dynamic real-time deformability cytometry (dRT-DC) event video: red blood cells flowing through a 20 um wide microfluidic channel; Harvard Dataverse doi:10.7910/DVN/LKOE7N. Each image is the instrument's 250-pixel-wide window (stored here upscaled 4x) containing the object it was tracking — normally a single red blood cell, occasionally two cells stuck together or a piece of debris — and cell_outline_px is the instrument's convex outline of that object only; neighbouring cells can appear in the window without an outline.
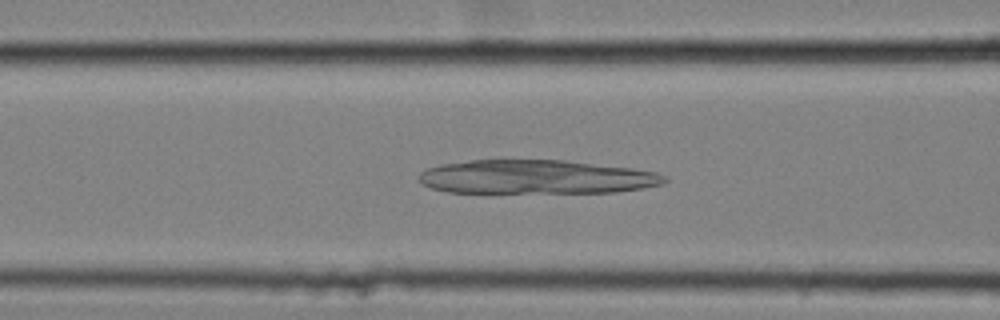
{"species": "common noctule bat (a hibernating species)", "species_latin": "Nyctalus noctula", "temperature_condition": "cold", "stored_images_in_passage": 56, "camera_frame_rate_fps": 3000, "um_per_image_px": 0.085, "animal": {"sex": "female", "body_mass_g": 25.1}, "frame": {"image": 1, "passage_image": 23, "time_ms": 7.333, "image_size_px": [1000, 320], "cell_outline_px": [[668, 180], [664, 184], [644, 188], [616, 192], [448, 192], [432, 188], [424, 184], [416, 176], [424, 168], [440, 164], [472, 160], [564, 160], [632, 168], [656, 172], [668, 176]], "centroid_in_image_um": [45.59, 15.04], "position_along_channel_um": 121.0, "area_um2": 48.67}}
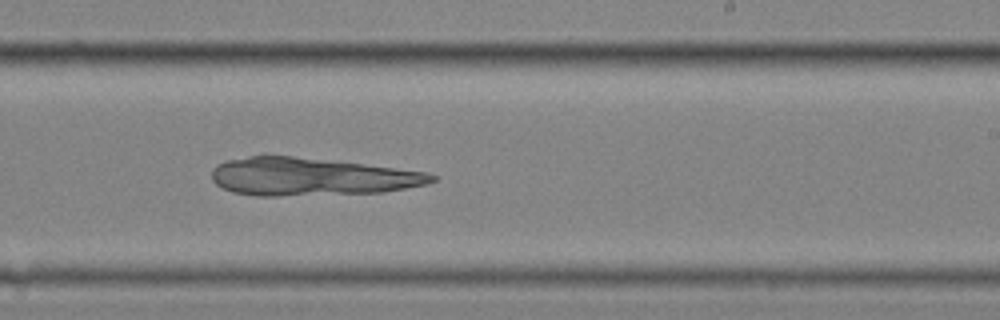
{"frame": {"image": 2, "passage_image": 35, "time_ms": 11.333, "image_size_px": [1000, 320], "cell_outline_px": [[436, 180], [428, 184], [380, 192], [276, 196], [256, 196], [232, 192], [216, 184], [212, 180], [212, 168], [216, 164], [224, 160], [264, 152], [424, 172], [436, 176]], "centroid_in_image_um": [26.28, 14.99], "position_along_channel_um": 262.7, "area_um2": 48.84}}
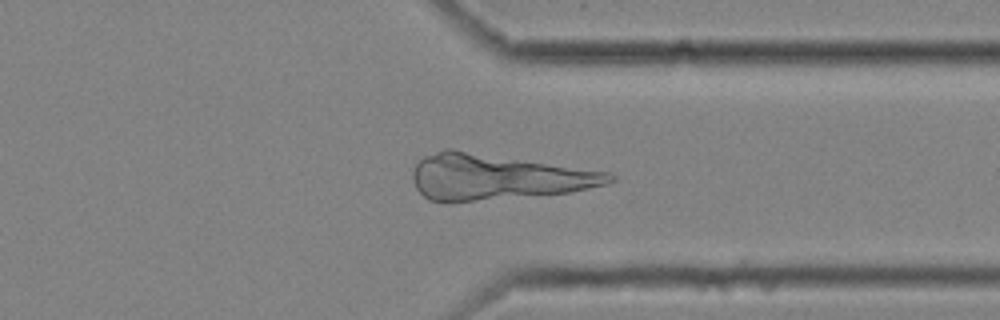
{"frame": {"image": 3, "passage_image": 44, "time_ms": 14.333, "image_size_px": [1000, 320], "cell_outline_px": [[616, 180], [608, 184], [572, 192], [448, 204], [444, 204], [428, 200], [416, 188], [412, 180], [412, 172], [416, 164], [424, 156], [444, 148], [452, 148], [608, 172], [616, 176]], "centroid_in_image_um": [42.21, 15.06], "position_along_channel_um": 369.2, "area_um2": 53.18}}